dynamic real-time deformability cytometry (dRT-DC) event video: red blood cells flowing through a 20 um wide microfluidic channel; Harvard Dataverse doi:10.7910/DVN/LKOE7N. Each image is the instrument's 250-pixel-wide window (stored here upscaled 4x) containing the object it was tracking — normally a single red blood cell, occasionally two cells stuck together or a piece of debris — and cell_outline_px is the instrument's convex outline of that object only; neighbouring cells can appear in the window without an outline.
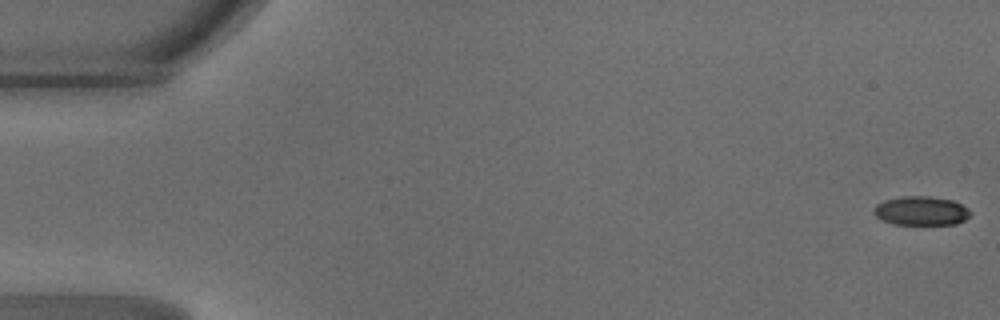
{"species": "common noctule bat (a hibernating species)", "species_latin": "Nyctalus noctula", "temperature_condition": "warm", "stored_images_in_passage": 45, "camera_frame_rate_fps": 3000, "um_per_image_px": 0.085, "animal": {"sex": "male", "body_mass_g": 18.8}, "frame": {"image": 1, "passage_image": 1, "time_ms": 0.0, "image_size_px": [1000, 320], "cell_outline_px": [[972, 212], [964, 220], [956, 224], [892, 224], [880, 220], [872, 212], [872, 208], [876, 204], [884, 200], [904, 196], [928, 196], [952, 200], [968, 208]], "centroid_in_image_um": [78.25, 17.92], "position_along_channel_um": 6.8, "area_um2": 16.42}}
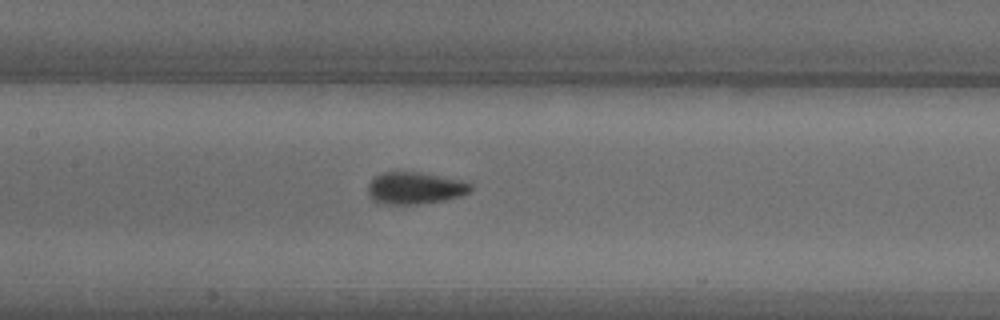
{"frame": {"image": 2, "passage_image": 23, "time_ms": 7.333, "image_size_px": [1000, 320], "cell_outline_px": [[472, 188], [468, 192], [460, 196], [444, 200], [420, 204], [380, 204], [372, 200], [368, 192], [368, 184], [376, 176], [384, 172], [420, 172], [460, 180], [472, 184]], "centroid_in_image_um": [35.25, 16.0], "position_along_channel_um": 172.2, "area_um2": 19.07}}
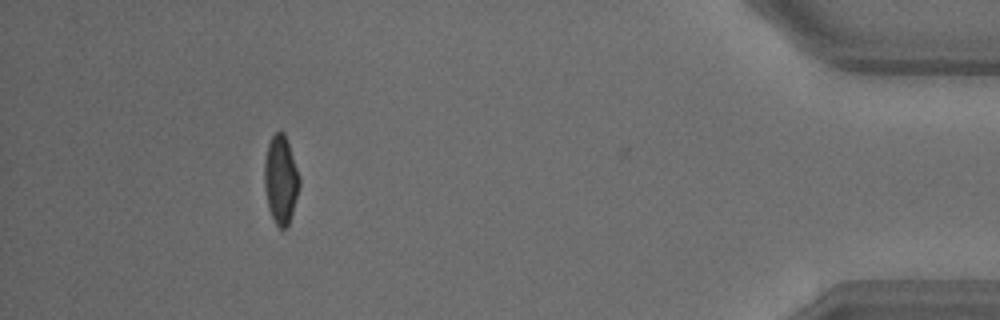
{"frame": {"image": 3, "passage_image": 44, "time_ms": 14.333, "image_size_px": [1000, 320], "cell_outline_px": [[300, 184], [292, 212], [288, 224], [284, 228], [280, 228], [276, 224], [268, 208], [264, 188], [264, 160], [268, 144], [272, 136], [280, 128], [284, 132], [300, 176]], "centroid_in_image_um": [23.85, 15.22], "position_along_channel_um": 411.4, "area_um2": 17.98}, "authors_computed_cell_mechanics": {"area_um2": 18.1492, "velocity_mm_per_s": 4.2389, "shape_relaxation_time_tau1_ms": 2.738, "shape_relaxation_time_tau2_ms": 0.6455, "deformation_change_tau1": 0.1192, "deformation_change_tau2": 0.0491}}